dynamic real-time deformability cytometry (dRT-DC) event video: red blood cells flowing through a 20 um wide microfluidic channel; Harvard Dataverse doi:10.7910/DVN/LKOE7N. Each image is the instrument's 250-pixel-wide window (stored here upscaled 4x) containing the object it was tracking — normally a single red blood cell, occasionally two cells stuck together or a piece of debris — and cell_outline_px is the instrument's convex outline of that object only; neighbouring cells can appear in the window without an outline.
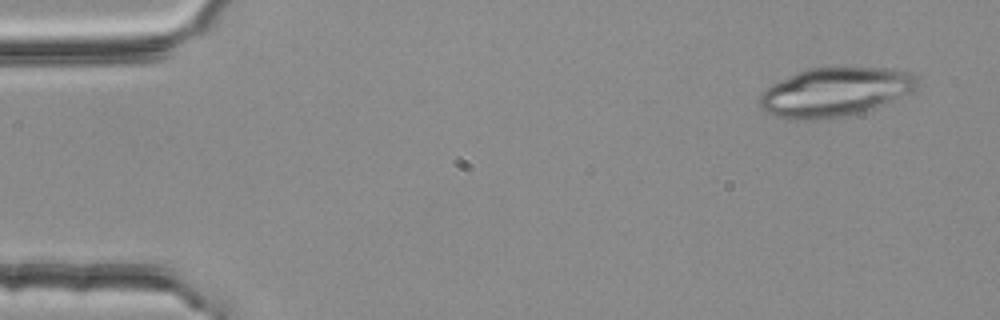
{"species": "common noctule bat (a hibernating species)", "species_latin": "Nyctalus noctula", "temperature_condition": "room temperature", "stored_images_in_passage": 53, "camera_frame_rate_fps": 3000, "um_per_image_px": 0.085, "animal": {"sex": "female", "body_mass_g": 25.1}, "frame": {"image": 1, "passage_image": 3, "time_ms": 0.667, "image_size_px": [1000, 320], "cell_outline_px": [[920, 84], [912, 92], [884, 104], [860, 112], [828, 120], [784, 120], [764, 112], [760, 108], [760, 92], [772, 84], [788, 76], [808, 68], [888, 68], [912, 72], [916, 76]], "centroid_in_image_um": [70.95, 7.84], "position_along_channel_um": 14.1, "area_um2": 45.37}}
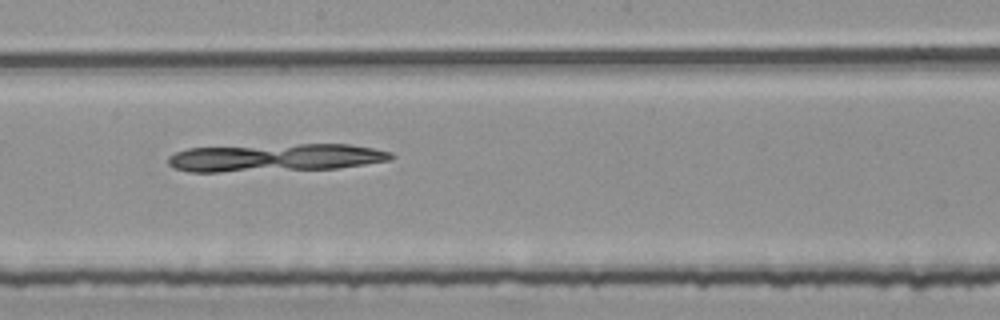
{"frame": {"image": 2, "passage_image": 29, "time_ms": 9.333, "image_size_px": [1000, 320], "cell_outline_px": [[396, 156], [388, 160], [364, 164], [336, 168], [220, 172], [188, 172], [172, 168], [168, 164], [168, 156], [176, 152], [188, 148], [300, 144], [348, 144], [372, 148], [392, 152]], "centroid_in_image_um": [23.36, 13.4], "position_along_channel_um": 224.8, "area_um2": 36.07}}
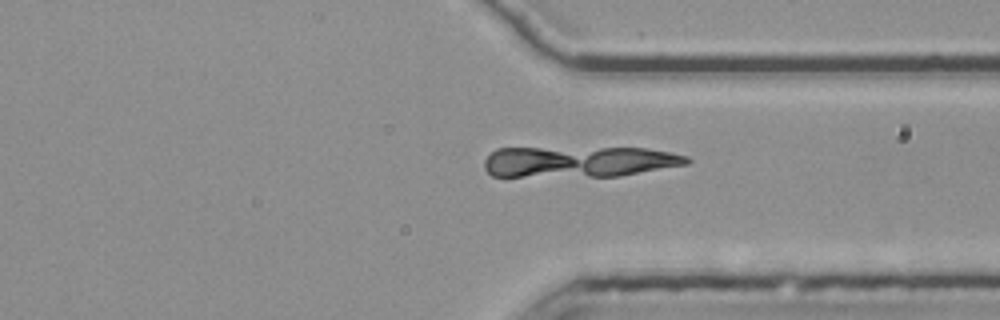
{"frame": {"image": 3, "passage_image": 40, "time_ms": 13.0, "image_size_px": [1000, 320], "cell_outline_px": [[692, 160], [688, 164], [620, 176], [492, 176], [484, 168], [484, 160], [496, 148], [648, 148], [688, 156]], "centroid_in_image_um": [49.23, 13.74], "position_along_channel_um": 362.2, "area_um2": 36.53}}